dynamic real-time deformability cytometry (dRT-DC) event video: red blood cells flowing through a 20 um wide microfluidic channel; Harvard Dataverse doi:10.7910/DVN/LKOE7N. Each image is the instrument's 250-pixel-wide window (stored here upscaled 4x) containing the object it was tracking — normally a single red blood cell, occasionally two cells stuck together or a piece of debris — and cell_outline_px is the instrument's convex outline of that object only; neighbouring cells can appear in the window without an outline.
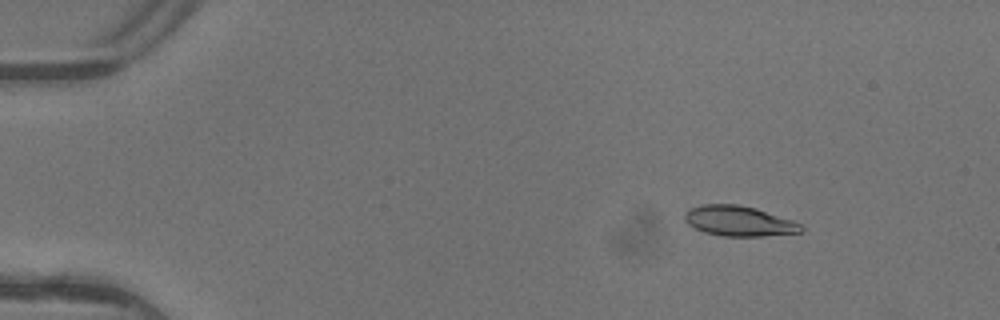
{"species": "common noctule bat (a hibernating species)", "species_latin": "Nyctalus noctula", "temperature_condition": "warm", "stored_images_in_passage": 4, "camera_frame_rate_fps": 3000, "um_per_image_px": 0.085, "animal": {"sex": "female"}, "frame": {"image": 1, "passage_image": 2, "time_ms": 0.333, "image_size_px": [1000, 320], "cell_outline_px": [[804, 228], [800, 232], [764, 236], [724, 236], [704, 232], [688, 224], [684, 220], [684, 212], [688, 208], [704, 204], [736, 204], [756, 208], [792, 220], [800, 224]], "centroid_in_image_um": [62.77, 18.78], "position_along_channel_um": 22.2, "area_um2": 20.46}}
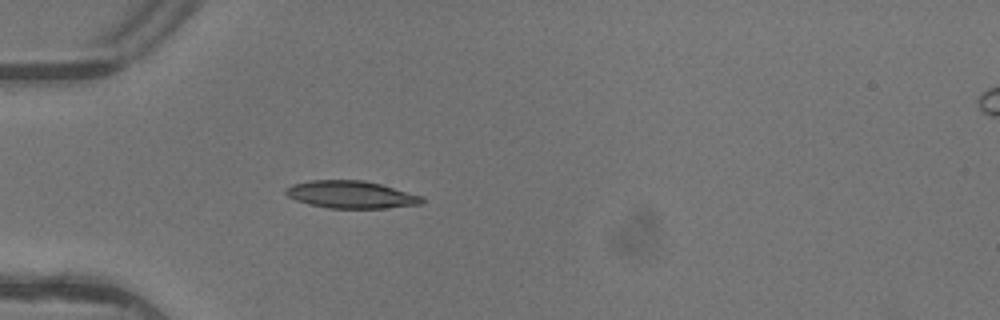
{"frame": {"image": 2, "passage_image": 4, "time_ms": 1.0, "image_size_px": [1000, 320], "cell_outline_px": [[424, 204], [384, 208], [328, 208], [308, 204], [296, 200], [288, 196], [284, 192], [284, 188], [292, 184], [312, 180], [364, 180], [380, 184], [424, 196]], "centroid_in_image_um": [29.85, 16.54], "position_along_channel_um": 55.2, "area_um2": 21.91}}